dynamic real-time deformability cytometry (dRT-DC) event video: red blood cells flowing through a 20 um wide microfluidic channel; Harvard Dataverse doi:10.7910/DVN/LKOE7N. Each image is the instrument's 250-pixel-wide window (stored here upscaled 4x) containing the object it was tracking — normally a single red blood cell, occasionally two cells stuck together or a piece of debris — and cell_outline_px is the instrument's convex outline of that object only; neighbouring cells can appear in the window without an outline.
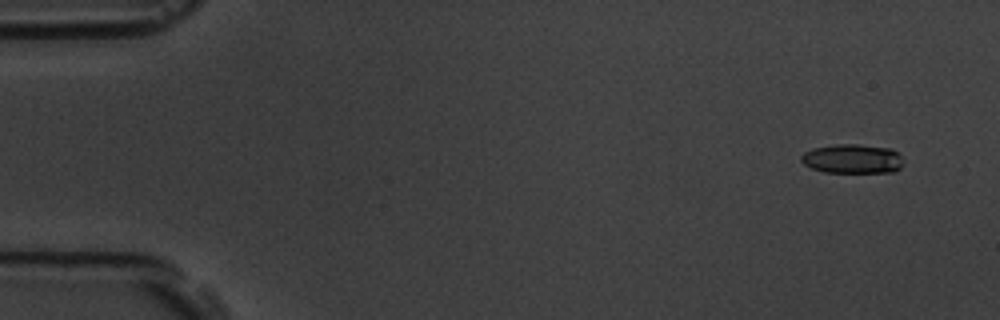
{"species": "common noctule bat (a hibernating species)", "species_latin": "Nyctalus noctula", "temperature_condition": "room temperature", "stored_images_in_passage": 4, "camera_frame_rate_fps": 3000, "um_per_image_px": 0.085, "animal": {"sex": "male", "body_mass_g": 19.5, "forearm_length_mm": 54.6}, "frame": {"image": 1, "passage_image": 1, "time_ms": 0.0, "image_size_px": [1000, 320], "cell_outline_px": [[904, 164], [896, 172], [824, 172], [812, 168], [804, 164], [800, 160], [800, 156], [804, 152], [812, 148], [836, 144], [856, 144], [892, 148], [900, 156]], "centroid_in_image_um": [72.46, 13.49], "position_along_channel_um": 12.5, "area_um2": 17.57}}
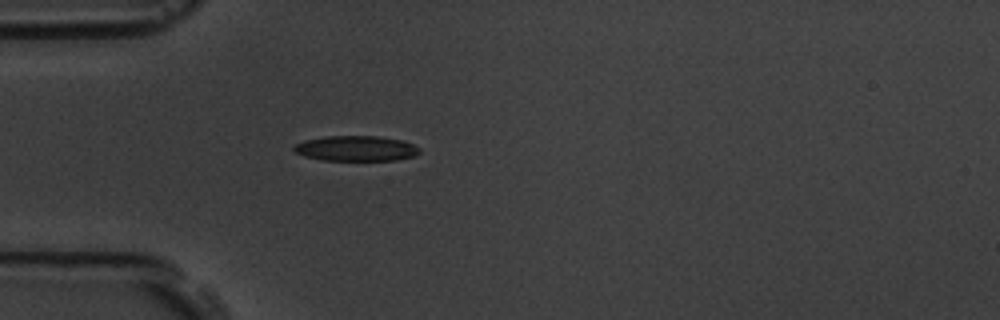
{"frame": {"image": 2, "passage_image": 4, "time_ms": 4.333, "image_size_px": [1000, 320], "cell_outline_px": [[420, 152], [412, 156], [396, 160], [324, 160], [304, 156], [296, 152], [292, 148], [292, 144], [304, 140], [324, 136], [380, 136], [404, 140], [420, 148]], "centroid_in_image_um": [30.24, 12.6], "position_along_channel_um": 54.8, "area_um2": 18.61}}